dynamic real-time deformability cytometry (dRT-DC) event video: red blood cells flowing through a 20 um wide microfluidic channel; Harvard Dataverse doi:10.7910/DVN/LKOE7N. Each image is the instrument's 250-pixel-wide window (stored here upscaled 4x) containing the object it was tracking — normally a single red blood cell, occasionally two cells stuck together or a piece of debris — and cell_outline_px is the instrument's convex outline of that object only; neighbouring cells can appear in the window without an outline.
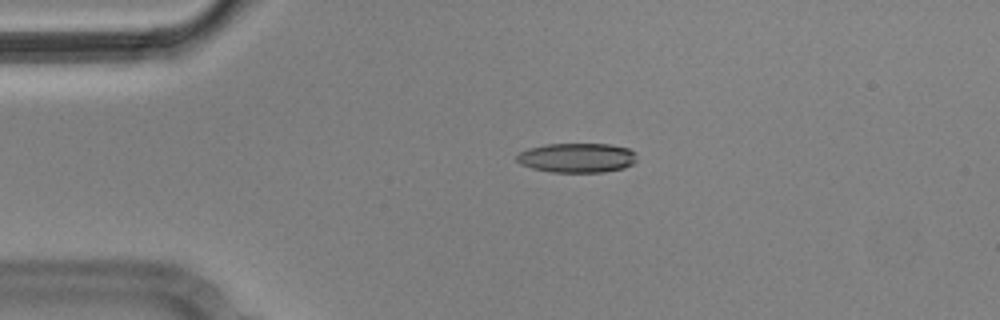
{"species": "Egyptian fruit bat (a non-hibernating species)", "species_latin": "Rousettus aegyptiacus", "temperature_condition": "cold", "stored_images_in_passage": 2, "camera_frame_rate_fps": 3000, "um_per_image_px": 0.085, "animal": {"sex": "male"}, "frame": {"image": 1, "passage_image": 1, "time_ms": 0.0, "image_size_px": [1000, 320], "cell_outline_px": [[636, 160], [632, 164], [624, 168], [604, 172], [552, 172], [532, 168], [520, 164], [516, 160], [516, 156], [520, 152], [528, 148], [548, 144], [608, 144], [628, 148], [636, 152]], "centroid_in_image_um": [49.05, 13.41], "position_along_channel_um": 36.0, "area_um2": 20.69}}